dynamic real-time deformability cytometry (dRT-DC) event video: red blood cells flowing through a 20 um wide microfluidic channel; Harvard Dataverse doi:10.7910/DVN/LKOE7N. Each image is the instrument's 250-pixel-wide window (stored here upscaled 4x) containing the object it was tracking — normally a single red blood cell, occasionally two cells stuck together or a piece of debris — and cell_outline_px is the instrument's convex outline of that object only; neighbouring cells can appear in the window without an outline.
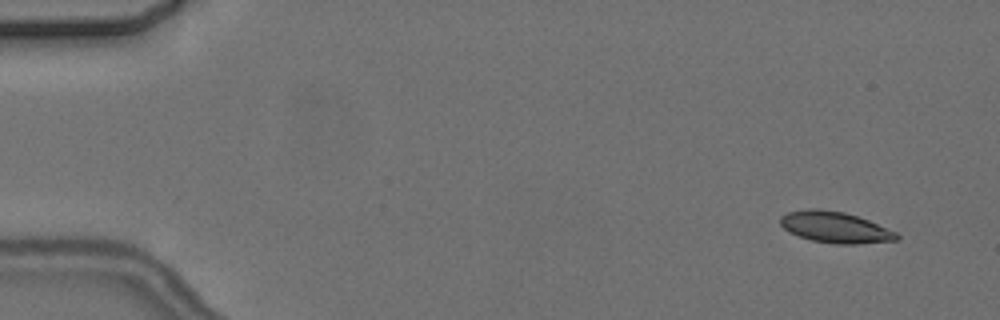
{"species": "common noctule bat (a hibernating species)", "species_latin": "Nyctalus noctula", "temperature_condition": "cold", "stored_images_in_passage": 4, "camera_frame_rate_fps": 3000, "um_per_image_px": 0.085, "animal": {"sex": "female", "body_mass_g": 24.6, "forearm_length_mm": 56.2}, "frame": {"image": 1, "passage_image": 1, "time_ms": 0.0, "image_size_px": [1000, 320], "cell_outline_px": [[900, 240], [856, 244], [836, 244], [812, 240], [788, 232], [780, 224], [780, 216], [788, 212], [808, 208], [816, 208], [844, 212], [868, 220], [896, 232], [900, 236]], "centroid_in_image_um": [70.98, 19.32], "position_along_channel_um": 14.0, "area_um2": 21.1}}